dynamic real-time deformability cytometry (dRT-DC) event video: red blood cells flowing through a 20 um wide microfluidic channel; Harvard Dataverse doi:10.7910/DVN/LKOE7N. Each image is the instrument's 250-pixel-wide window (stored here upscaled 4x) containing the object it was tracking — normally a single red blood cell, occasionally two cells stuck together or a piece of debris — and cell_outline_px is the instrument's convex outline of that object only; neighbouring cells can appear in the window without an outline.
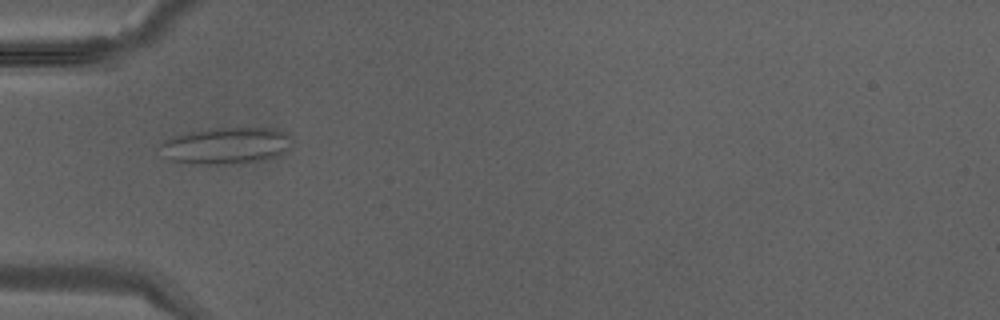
{"species": "Egyptian fruit bat (a non-hibernating species)", "species_latin": "Rousettus aegyptiacus", "temperature_condition": "warm", "stored_images_in_passage": 27, "camera_frame_rate_fps": 3000, "um_per_image_px": 0.085, "animal": {"sex": "male"}, "frame": {"image": 1, "passage_image": 1, "time_ms": 0.0, "image_size_px": [1000, 320], "cell_outline_px": [[292, 144], [280, 156], [268, 160], [244, 164], [192, 164], [168, 160], [160, 144], [164, 140], [172, 136], [188, 132], [212, 128], [276, 128], [292, 136]], "centroid_in_image_um": [19.28, 12.4], "position_along_channel_um": 65.7, "area_um2": 28.73}}